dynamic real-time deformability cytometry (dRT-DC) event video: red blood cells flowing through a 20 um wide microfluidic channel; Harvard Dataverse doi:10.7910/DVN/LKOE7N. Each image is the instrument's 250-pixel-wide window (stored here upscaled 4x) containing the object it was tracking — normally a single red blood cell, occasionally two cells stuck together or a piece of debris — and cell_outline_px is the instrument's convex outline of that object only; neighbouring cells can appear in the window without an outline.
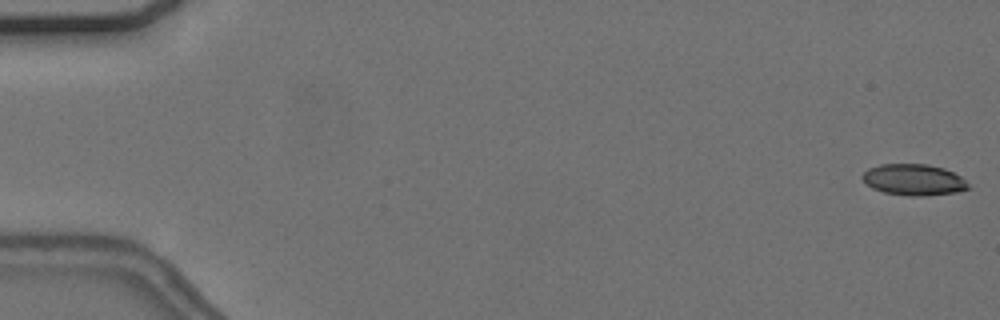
{"species": "common noctule bat (a hibernating species)", "species_latin": "Nyctalus noctula", "temperature_condition": "cold", "stored_images_in_passage": 50, "camera_frame_rate_fps": 3000, "um_per_image_px": 0.085, "animal": {"sex": "female", "body_mass_g": 24.6, "forearm_length_mm": 56.2}, "frame": {"image": 1, "passage_image": 1, "time_ms": 0.0, "image_size_px": [1000, 320], "cell_outline_px": [[968, 188], [956, 192], [924, 196], [908, 196], [884, 192], [872, 188], [860, 176], [868, 168], [880, 164], [928, 164], [944, 168], [960, 176], [968, 184]], "centroid_in_image_um": [77.64, 15.27], "position_along_channel_um": 7.4, "area_um2": 19.19}}
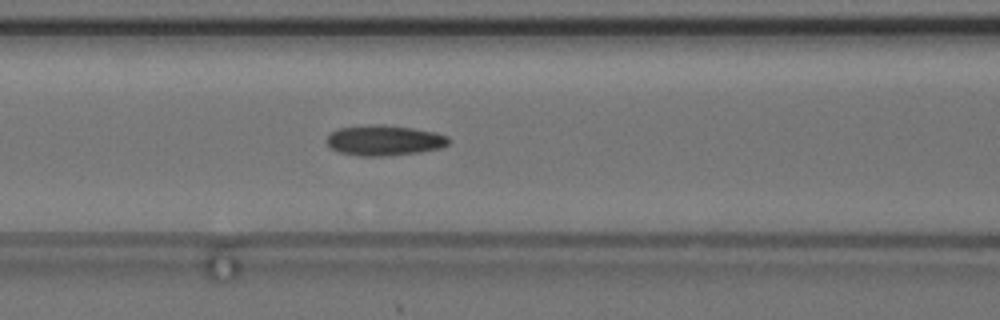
{"frame": {"image": 2, "passage_image": 24, "time_ms": 7.667, "image_size_px": [1000, 320], "cell_outline_px": [[452, 140], [448, 144], [440, 148], [420, 152], [384, 156], [360, 156], [340, 152], [332, 148], [328, 144], [328, 136], [336, 128], [376, 124], [384, 124], [412, 128], [436, 132], [448, 136]], "centroid_in_image_um": [32.71, 11.92], "position_along_channel_um": 133.9, "area_um2": 21.62}}
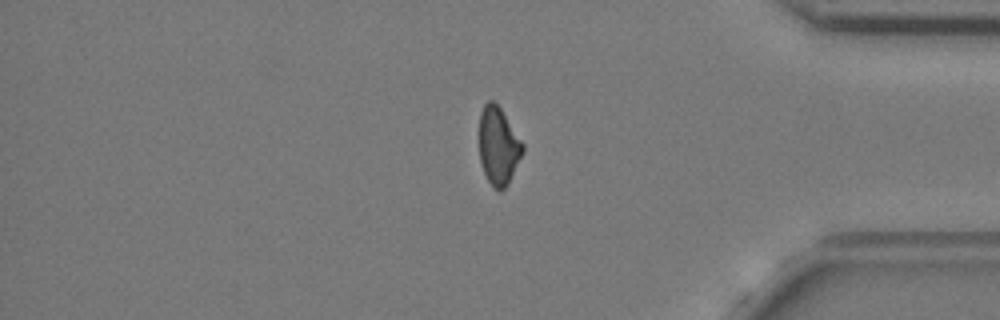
{"frame": {"image": 3, "passage_image": 47, "time_ms": 15.333, "image_size_px": [1000, 320], "cell_outline_px": [[524, 152], [508, 184], [500, 192], [488, 180], [484, 172], [480, 160], [480, 112], [484, 104], [488, 100], [492, 100], [500, 108], [524, 144]], "centroid_in_image_um": [42.38, 12.4], "position_along_channel_um": 392.8, "area_um2": 19.48}}